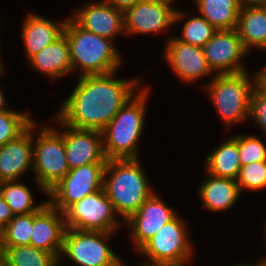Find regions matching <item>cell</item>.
<instances>
[{"label":"cell","mask_w":266,"mask_h":266,"mask_svg":"<svg viewBox=\"0 0 266 266\" xmlns=\"http://www.w3.org/2000/svg\"><path fill=\"white\" fill-rule=\"evenodd\" d=\"M8 266H56L58 259L51 253L32 245L0 247Z\"/></svg>","instance_id":"25"},{"label":"cell","mask_w":266,"mask_h":266,"mask_svg":"<svg viewBox=\"0 0 266 266\" xmlns=\"http://www.w3.org/2000/svg\"><path fill=\"white\" fill-rule=\"evenodd\" d=\"M202 48L213 72L236 74L247 71L240 60L249 51L245 49L236 29L217 30Z\"/></svg>","instance_id":"12"},{"label":"cell","mask_w":266,"mask_h":266,"mask_svg":"<svg viewBox=\"0 0 266 266\" xmlns=\"http://www.w3.org/2000/svg\"><path fill=\"white\" fill-rule=\"evenodd\" d=\"M112 233L66 228L58 261L66 256L78 266L124 265L105 243V239Z\"/></svg>","instance_id":"7"},{"label":"cell","mask_w":266,"mask_h":266,"mask_svg":"<svg viewBox=\"0 0 266 266\" xmlns=\"http://www.w3.org/2000/svg\"><path fill=\"white\" fill-rule=\"evenodd\" d=\"M0 194L14 216L38 212L46 204L44 202L33 205V197L29 188L18 181L1 182Z\"/></svg>","instance_id":"26"},{"label":"cell","mask_w":266,"mask_h":266,"mask_svg":"<svg viewBox=\"0 0 266 266\" xmlns=\"http://www.w3.org/2000/svg\"><path fill=\"white\" fill-rule=\"evenodd\" d=\"M114 74L80 76L56 117L75 129L102 132L140 87L137 79H114Z\"/></svg>","instance_id":"1"},{"label":"cell","mask_w":266,"mask_h":266,"mask_svg":"<svg viewBox=\"0 0 266 266\" xmlns=\"http://www.w3.org/2000/svg\"><path fill=\"white\" fill-rule=\"evenodd\" d=\"M163 1H167V2L173 3V1H175V0H163Z\"/></svg>","instance_id":"45"},{"label":"cell","mask_w":266,"mask_h":266,"mask_svg":"<svg viewBox=\"0 0 266 266\" xmlns=\"http://www.w3.org/2000/svg\"><path fill=\"white\" fill-rule=\"evenodd\" d=\"M103 266H125V265H103Z\"/></svg>","instance_id":"44"},{"label":"cell","mask_w":266,"mask_h":266,"mask_svg":"<svg viewBox=\"0 0 266 266\" xmlns=\"http://www.w3.org/2000/svg\"><path fill=\"white\" fill-rule=\"evenodd\" d=\"M139 159H109L105 167L103 189L116 217L119 214L125 221L153 193Z\"/></svg>","instance_id":"2"},{"label":"cell","mask_w":266,"mask_h":266,"mask_svg":"<svg viewBox=\"0 0 266 266\" xmlns=\"http://www.w3.org/2000/svg\"><path fill=\"white\" fill-rule=\"evenodd\" d=\"M4 68V66L2 65V63H1V61H0V75L3 73V69Z\"/></svg>","instance_id":"40"},{"label":"cell","mask_w":266,"mask_h":266,"mask_svg":"<svg viewBox=\"0 0 266 266\" xmlns=\"http://www.w3.org/2000/svg\"><path fill=\"white\" fill-rule=\"evenodd\" d=\"M254 266H266V259H263L262 261L259 260V262L255 263Z\"/></svg>","instance_id":"39"},{"label":"cell","mask_w":266,"mask_h":266,"mask_svg":"<svg viewBox=\"0 0 266 266\" xmlns=\"http://www.w3.org/2000/svg\"><path fill=\"white\" fill-rule=\"evenodd\" d=\"M54 119L67 128L65 131H57L64 137L69 169L93 163H107L102 132L75 129L64 125L57 117Z\"/></svg>","instance_id":"13"},{"label":"cell","mask_w":266,"mask_h":266,"mask_svg":"<svg viewBox=\"0 0 266 266\" xmlns=\"http://www.w3.org/2000/svg\"><path fill=\"white\" fill-rule=\"evenodd\" d=\"M24 21L21 36L23 37L25 51L29 60L33 55L55 42L64 34L67 20L56 23L43 16L29 13Z\"/></svg>","instance_id":"19"},{"label":"cell","mask_w":266,"mask_h":266,"mask_svg":"<svg viewBox=\"0 0 266 266\" xmlns=\"http://www.w3.org/2000/svg\"><path fill=\"white\" fill-rule=\"evenodd\" d=\"M0 266H8L4 261L0 264Z\"/></svg>","instance_id":"43"},{"label":"cell","mask_w":266,"mask_h":266,"mask_svg":"<svg viewBox=\"0 0 266 266\" xmlns=\"http://www.w3.org/2000/svg\"><path fill=\"white\" fill-rule=\"evenodd\" d=\"M237 183L241 192L244 189L255 191L264 189L266 187V161L241 166Z\"/></svg>","instance_id":"31"},{"label":"cell","mask_w":266,"mask_h":266,"mask_svg":"<svg viewBox=\"0 0 266 266\" xmlns=\"http://www.w3.org/2000/svg\"><path fill=\"white\" fill-rule=\"evenodd\" d=\"M71 18L83 29L111 40L125 32L124 12L101 1L82 6Z\"/></svg>","instance_id":"17"},{"label":"cell","mask_w":266,"mask_h":266,"mask_svg":"<svg viewBox=\"0 0 266 266\" xmlns=\"http://www.w3.org/2000/svg\"><path fill=\"white\" fill-rule=\"evenodd\" d=\"M140 0H103L101 2L125 12L128 8L133 7Z\"/></svg>","instance_id":"34"},{"label":"cell","mask_w":266,"mask_h":266,"mask_svg":"<svg viewBox=\"0 0 266 266\" xmlns=\"http://www.w3.org/2000/svg\"><path fill=\"white\" fill-rule=\"evenodd\" d=\"M147 90L130 98L102 131L107 159L139 158L138 142L145 122Z\"/></svg>","instance_id":"4"},{"label":"cell","mask_w":266,"mask_h":266,"mask_svg":"<svg viewBox=\"0 0 266 266\" xmlns=\"http://www.w3.org/2000/svg\"><path fill=\"white\" fill-rule=\"evenodd\" d=\"M245 49L266 48V7H241L236 27Z\"/></svg>","instance_id":"22"},{"label":"cell","mask_w":266,"mask_h":266,"mask_svg":"<svg viewBox=\"0 0 266 266\" xmlns=\"http://www.w3.org/2000/svg\"><path fill=\"white\" fill-rule=\"evenodd\" d=\"M198 192L205 208L211 211H223L232 207L241 193L237 180L211 174Z\"/></svg>","instance_id":"21"},{"label":"cell","mask_w":266,"mask_h":266,"mask_svg":"<svg viewBox=\"0 0 266 266\" xmlns=\"http://www.w3.org/2000/svg\"><path fill=\"white\" fill-rule=\"evenodd\" d=\"M66 228L65 214L46 201L38 212L33 213L30 245L53 254L59 260Z\"/></svg>","instance_id":"15"},{"label":"cell","mask_w":266,"mask_h":266,"mask_svg":"<svg viewBox=\"0 0 266 266\" xmlns=\"http://www.w3.org/2000/svg\"><path fill=\"white\" fill-rule=\"evenodd\" d=\"M206 161V171L209 174L237 180L241 168L237 141L230 137L211 152Z\"/></svg>","instance_id":"23"},{"label":"cell","mask_w":266,"mask_h":266,"mask_svg":"<svg viewBox=\"0 0 266 266\" xmlns=\"http://www.w3.org/2000/svg\"><path fill=\"white\" fill-rule=\"evenodd\" d=\"M233 138L238 143L241 166L252 162L266 161V146L257 136L237 134Z\"/></svg>","instance_id":"30"},{"label":"cell","mask_w":266,"mask_h":266,"mask_svg":"<svg viewBox=\"0 0 266 266\" xmlns=\"http://www.w3.org/2000/svg\"><path fill=\"white\" fill-rule=\"evenodd\" d=\"M3 261H4V259H3V255H2V253L0 252V264H1Z\"/></svg>","instance_id":"42"},{"label":"cell","mask_w":266,"mask_h":266,"mask_svg":"<svg viewBox=\"0 0 266 266\" xmlns=\"http://www.w3.org/2000/svg\"><path fill=\"white\" fill-rule=\"evenodd\" d=\"M34 121L26 113L0 112V147L20 136Z\"/></svg>","instance_id":"28"},{"label":"cell","mask_w":266,"mask_h":266,"mask_svg":"<svg viewBox=\"0 0 266 266\" xmlns=\"http://www.w3.org/2000/svg\"><path fill=\"white\" fill-rule=\"evenodd\" d=\"M255 77V86L261 90L262 92L266 93V66L261 70H258Z\"/></svg>","instance_id":"35"},{"label":"cell","mask_w":266,"mask_h":266,"mask_svg":"<svg viewBox=\"0 0 266 266\" xmlns=\"http://www.w3.org/2000/svg\"><path fill=\"white\" fill-rule=\"evenodd\" d=\"M266 133V93L254 87L251 94L250 116Z\"/></svg>","instance_id":"32"},{"label":"cell","mask_w":266,"mask_h":266,"mask_svg":"<svg viewBox=\"0 0 266 266\" xmlns=\"http://www.w3.org/2000/svg\"><path fill=\"white\" fill-rule=\"evenodd\" d=\"M172 3L163 0H140L124 12V33L160 32L184 16Z\"/></svg>","instance_id":"11"},{"label":"cell","mask_w":266,"mask_h":266,"mask_svg":"<svg viewBox=\"0 0 266 266\" xmlns=\"http://www.w3.org/2000/svg\"><path fill=\"white\" fill-rule=\"evenodd\" d=\"M165 51L167 63L184 82H193L197 78L213 74L204 56L202 47L194 46L177 38H171Z\"/></svg>","instance_id":"16"},{"label":"cell","mask_w":266,"mask_h":266,"mask_svg":"<svg viewBox=\"0 0 266 266\" xmlns=\"http://www.w3.org/2000/svg\"><path fill=\"white\" fill-rule=\"evenodd\" d=\"M64 214L67 228L114 232L119 226L112 202L103 188L75 202Z\"/></svg>","instance_id":"9"},{"label":"cell","mask_w":266,"mask_h":266,"mask_svg":"<svg viewBox=\"0 0 266 266\" xmlns=\"http://www.w3.org/2000/svg\"><path fill=\"white\" fill-rule=\"evenodd\" d=\"M198 11L217 30L236 29L240 5L238 0H195Z\"/></svg>","instance_id":"24"},{"label":"cell","mask_w":266,"mask_h":266,"mask_svg":"<svg viewBox=\"0 0 266 266\" xmlns=\"http://www.w3.org/2000/svg\"><path fill=\"white\" fill-rule=\"evenodd\" d=\"M240 7H266V0H238Z\"/></svg>","instance_id":"36"},{"label":"cell","mask_w":266,"mask_h":266,"mask_svg":"<svg viewBox=\"0 0 266 266\" xmlns=\"http://www.w3.org/2000/svg\"><path fill=\"white\" fill-rule=\"evenodd\" d=\"M33 213L16 215L0 231V247L30 245Z\"/></svg>","instance_id":"27"},{"label":"cell","mask_w":266,"mask_h":266,"mask_svg":"<svg viewBox=\"0 0 266 266\" xmlns=\"http://www.w3.org/2000/svg\"><path fill=\"white\" fill-rule=\"evenodd\" d=\"M30 65L53 80L72 71L70 47L65 34L29 60Z\"/></svg>","instance_id":"20"},{"label":"cell","mask_w":266,"mask_h":266,"mask_svg":"<svg viewBox=\"0 0 266 266\" xmlns=\"http://www.w3.org/2000/svg\"><path fill=\"white\" fill-rule=\"evenodd\" d=\"M9 110L8 107H5V97L0 89V112Z\"/></svg>","instance_id":"38"},{"label":"cell","mask_w":266,"mask_h":266,"mask_svg":"<svg viewBox=\"0 0 266 266\" xmlns=\"http://www.w3.org/2000/svg\"><path fill=\"white\" fill-rule=\"evenodd\" d=\"M217 29L211 25L203 16H195L186 21L182 28V36L179 41L203 47L213 37Z\"/></svg>","instance_id":"29"},{"label":"cell","mask_w":266,"mask_h":266,"mask_svg":"<svg viewBox=\"0 0 266 266\" xmlns=\"http://www.w3.org/2000/svg\"><path fill=\"white\" fill-rule=\"evenodd\" d=\"M189 260L171 261V262H159L148 266H185Z\"/></svg>","instance_id":"37"},{"label":"cell","mask_w":266,"mask_h":266,"mask_svg":"<svg viewBox=\"0 0 266 266\" xmlns=\"http://www.w3.org/2000/svg\"><path fill=\"white\" fill-rule=\"evenodd\" d=\"M176 212L154 192L125 222L130 226L132 240L139 250L167 222L172 220Z\"/></svg>","instance_id":"14"},{"label":"cell","mask_w":266,"mask_h":266,"mask_svg":"<svg viewBox=\"0 0 266 266\" xmlns=\"http://www.w3.org/2000/svg\"><path fill=\"white\" fill-rule=\"evenodd\" d=\"M64 34L70 47L72 72L76 67L81 71L80 76L117 71L121 58L113 40L83 29L71 17L66 21Z\"/></svg>","instance_id":"3"},{"label":"cell","mask_w":266,"mask_h":266,"mask_svg":"<svg viewBox=\"0 0 266 266\" xmlns=\"http://www.w3.org/2000/svg\"><path fill=\"white\" fill-rule=\"evenodd\" d=\"M14 217L7 202L0 194V231L10 222Z\"/></svg>","instance_id":"33"},{"label":"cell","mask_w":266,"mask_h":266,"mask_svg":"<svg viewBox=\"0 0 266 266\" xmlns=\"http://www.w3.org/2000/svg\"><path fill=\"white\" fill-rule=\"evenodd\" d=\"M188 238L183 220L176 215L139 249L149 260L142 266L190 260L193 248Z\"/></svg>","instance_id":"10"},{"label":"cell","mask_w":266,"mask_h":266,"mask_svg":"<svg viewBox=\"0 0 266 266\" xmlns=\"http://www.w3.org/2000/svg\"><path fill=\"white\" fill-rule=\"evenodd\" d=\"M235 266H250V265L249 264H246V263L244 264V262H243L242 264H239V265L237 264ZM252 266H253V264H252Z\"/></svg>","instance_id":"41"},{"label":"cell","mask_w":266,"mask_h":266,"mask_svg":"<svg viewBox=\"0 0 266 266\" xmlns=\"http://www.w3.org/2000/svg\"><path fill=\"white\" fill-rule=\"evenodd\" d=\"M106 163H93L70 169L48 192L47 202L65 212L75 202L103 188Z\"/></svg>","instance_id":"8"},{"label":"cell","mask_w":266,"mask_h":266,"mask_svg":"<svg viewBox=\"0 0 266 266\" xmlns=\"http://www.w3.org/2000/svg\"><path fill=\"white\" fill-rule=\"evenodd\" d=\"M210 82L206 90L227 128L249 118L255 77L249 79L247 71L236 74L216 73Z\"/></svg>","instance_id":"5"},{"label":"cell","mask_w":266,"mask_h":266,"mask_svg":"<svg viewBox=\"0 0 266 266\" xmlns=\"http://www.w3.org/2000/svg\"><path fill=\"white\" fill-rule=\"evenodd\" d=\"M35 122L32 123L33 171L35 181L47 192L68 172L64 137L54 128L45 127L34 137Z\"/></svg>","instance_id":"6"},{"label":"cell","mask_w":266,"mask_h":266,"mask_svg":"<svg viewBox=\"0 0 266 266\" xmlns=\"http://www.w3.org/2000/svg\"><path fill=\"white\" fill-rule=\"evenodd\" d=\"M29 167L33 169L32 124L16 139L0 147V183L17 181Z\"/></svg>","instance_id":"18"}]
</instances>
